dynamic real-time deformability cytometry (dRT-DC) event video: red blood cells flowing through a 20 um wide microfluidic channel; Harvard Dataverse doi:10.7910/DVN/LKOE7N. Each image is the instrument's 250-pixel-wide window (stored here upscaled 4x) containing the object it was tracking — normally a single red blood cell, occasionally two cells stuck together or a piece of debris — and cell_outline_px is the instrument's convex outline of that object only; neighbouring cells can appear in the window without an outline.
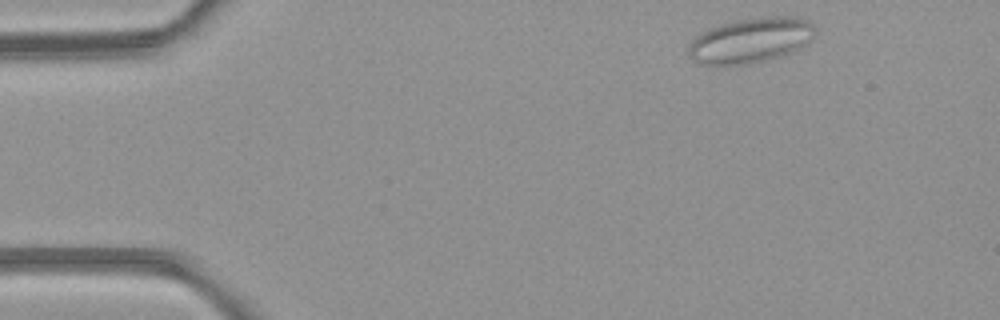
{"species": "common noctule bat (a hibernating species)", "species_latin": "Nyctalus noctula", "temperature_condition": "room temperature", "stored_images_in_passage": 4, "segment_of_instrument_passage": [1, 2], "camera_frame_rate_fps": 3000, "um_per_image_px": 0.085, "animal": {"sex": "female", "body_mass_g": 21.9}, "frame": {"image": 1, "passage_image": 1, "time_ms": 0.0, "image_size_px": [1000, 320], "cell_outline_px": [[816, 32], [804, 44], [792, 52], [780, 56], [764, 60], [744, 64], [700, 64], [692, 60], [688, 56], [688, 44], [696, 36], [708, 28], [736, 20], [772, 16], [792, 16], [808, 20], [816, 28]], "centroid_in_image_um": [63.77, 3.42], "position_along_channel_um": 21.2, "area_um2": 33.0}}